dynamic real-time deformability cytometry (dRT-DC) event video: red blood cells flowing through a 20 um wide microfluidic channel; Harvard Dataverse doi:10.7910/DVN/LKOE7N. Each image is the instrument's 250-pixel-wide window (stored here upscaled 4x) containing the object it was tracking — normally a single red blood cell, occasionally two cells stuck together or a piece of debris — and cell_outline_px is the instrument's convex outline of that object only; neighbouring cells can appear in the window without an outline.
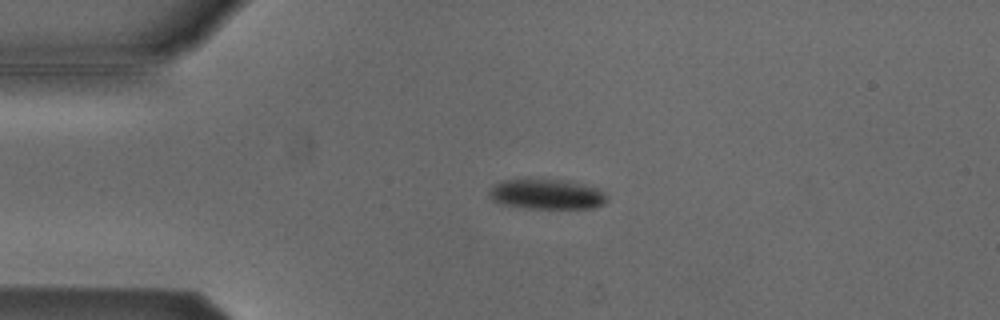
{"species": "Egyptian fruit bat (a non-hibernating species)", "species_latin": "Rousettus aegyptiacus", "temperature_condition": "cold", "stored_images_in_passage": 6, "camera_frame_rate_fps": 3000, "um_per_image_px": 0.085, "animal": {"sex": "male"}, "frame": {"image": 1, "passage_image": 4, "time_ms": 1.0, "image_size_px": [1000, 320], "cell_outline_px": [[608, 200], [604, 204], [592, 208], [524, 208], [500, 204], [492, 200], [488, 196], [488, 192], [492, 184], [500, 180], [568, 180], [596, 188], [608, 196]], "centroid_in_image_um": [46.42, 16.52], "position_along_channel_um": 38.6, "area_um2": 20.75}}
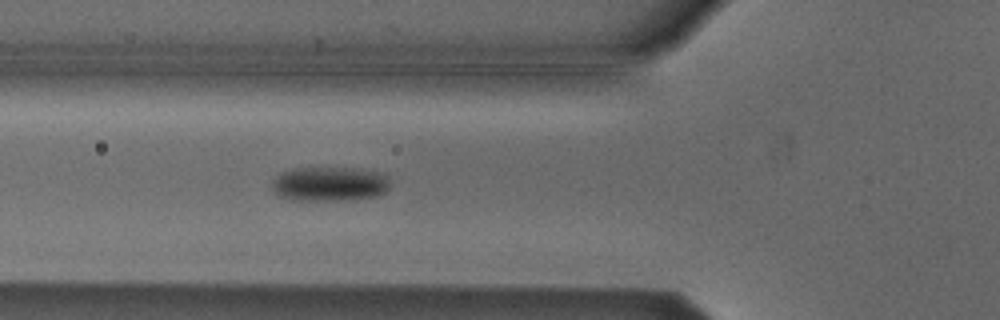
{"frame": {"image": 2, "passage_image": 6, "time_ms": 1.667, "image_size_px": [1000, 320], "cell_outline_px": [[388, 188], [380, 196], [344, 200], [288, 200], [276, 196], [272, 192], [272, 180], [280, 172], [296, 168], [360, 168], [376, 172], [388, 176]], "centroid_in_image_um": [27.95, 15.64], "position_along_channel_um": 97.8, "area_um2": 24.04}}